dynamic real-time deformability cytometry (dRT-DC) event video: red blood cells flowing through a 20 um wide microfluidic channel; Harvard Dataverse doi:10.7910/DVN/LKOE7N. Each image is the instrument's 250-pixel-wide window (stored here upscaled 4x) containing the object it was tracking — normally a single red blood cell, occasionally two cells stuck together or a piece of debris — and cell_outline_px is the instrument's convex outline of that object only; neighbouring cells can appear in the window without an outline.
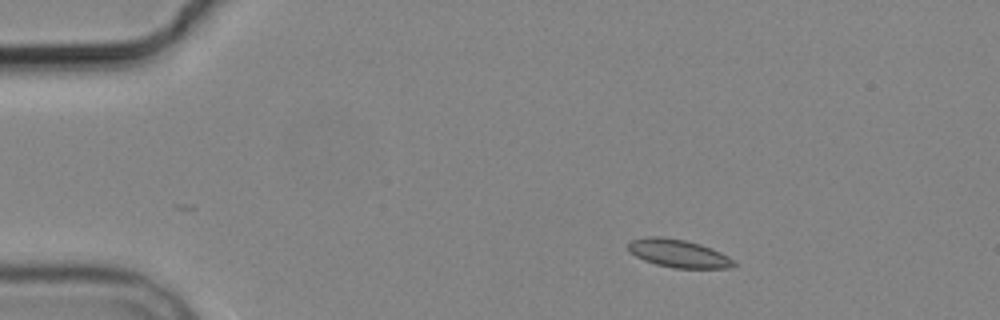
{"species": "common noctule bat (a hibernating species)", "species_latin": "Nyctalus noctula", "temperature_condition": "cold", "stored_images_in_passage": 4, "camera_frame_rate_fps": 3000, "um_per_image_px": 0.085, "animal": {"sex": "male", "body_mass_g": 19.2, "forearm_length_mm": 51.8}, "frame": {"image": 1, "passage_image": 2, "time_ms": 2.0, "image_size_px": [1000, 320], "cell_outline_px": [[736, 264], [732, 268], [672, 268], [656, 264], [644, 260], [628, 252], [628, 240], [648, 236], [660, 236], [684, 240], [700, 244], [712, 248], [728, 256]], "centroid_in_image_um": [57.63, 21.53], "position_along_channel_um": 27.4, "area_um2": 17.34}}
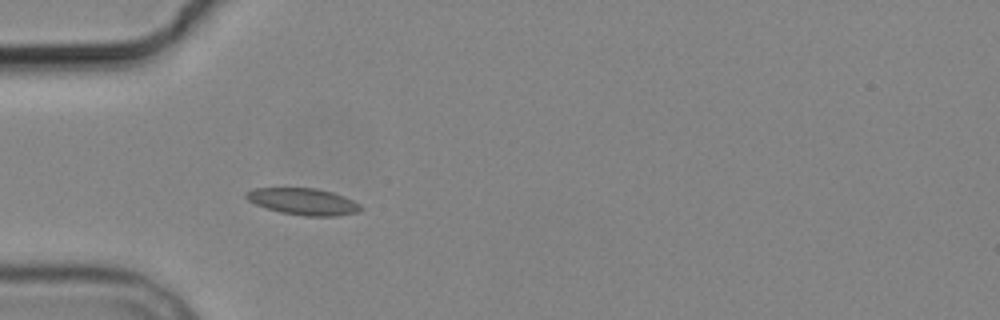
{"frame": {"image": 2, "passage_image": 4, "time_ms": 4.667, "image_size_px": [1000, 320], "cell_outline_px": [[364, 208], [360, 212], [336, 216], [304, 216], [280, 212], [256, 204], [248, 200], [244, 196], [244, 192], [256, 188], [316, 188], [332, 192], [344, 196], [360, 204]], "centroid_in_image_um": [25.8, 17.13], "position_along_channel_um": 59.2, "area_um2": 17.86}}